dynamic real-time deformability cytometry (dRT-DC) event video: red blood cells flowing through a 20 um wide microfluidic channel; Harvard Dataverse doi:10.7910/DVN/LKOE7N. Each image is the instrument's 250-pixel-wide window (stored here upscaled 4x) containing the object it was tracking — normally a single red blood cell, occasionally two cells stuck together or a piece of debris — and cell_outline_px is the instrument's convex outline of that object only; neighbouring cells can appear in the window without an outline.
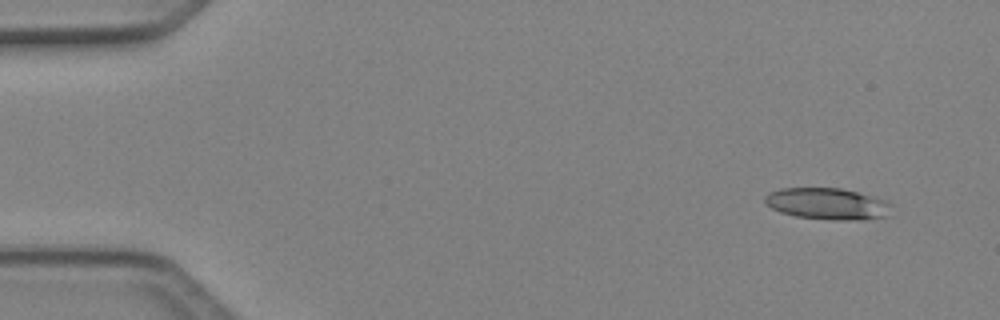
{"species": "Egyptian fruit bat (a non-hibernating species)", "species_latin": "Rousettus aegyptiacus", "temperature_condition": "cold", "stored_images_in_passage": 4, "camera_frame_rate_fps": 3000, "um_per_image_px": 0.085, "animal": {"sex": "female"}, "frame": {"image": 1, "passage_image": 1, "time_ms": 0.0, "image_size_px": [1000, 320], "cell_outline_px": [[892, 204], [888, 216], [864, 220], [836, 220], [796, 216], [780, 212], [772, 208], [764, 200], [764, 196], [768, 192], [780, 188], [840, 188], [856, 192], [884, 200]], "centroid_in_image_um": [70.32, 17.32], "position_along_channel_um": 14.7, "area_um2": 23.18}}
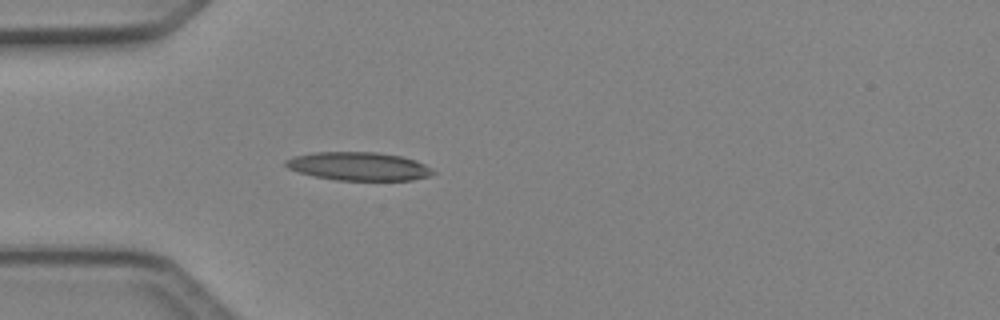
{"frame": {"image": 2, "passage_image": 4, "time_ms": 1.0, "image_size_px": [1000, 320], "cell_outline_px": [[436, 172], [428, 176], [412, 180], [336, 180], [316, 176], [300, 172], [288, 168], [284, 164], [284, 160], [296, 156], [316, 152], [376, 152], [400, 156], [416, 160], [424, 164]], "centroid_in_image_um": [30.5, 14.13], "position_along_channel_um": 54.5, "area_um2": 24.1}}